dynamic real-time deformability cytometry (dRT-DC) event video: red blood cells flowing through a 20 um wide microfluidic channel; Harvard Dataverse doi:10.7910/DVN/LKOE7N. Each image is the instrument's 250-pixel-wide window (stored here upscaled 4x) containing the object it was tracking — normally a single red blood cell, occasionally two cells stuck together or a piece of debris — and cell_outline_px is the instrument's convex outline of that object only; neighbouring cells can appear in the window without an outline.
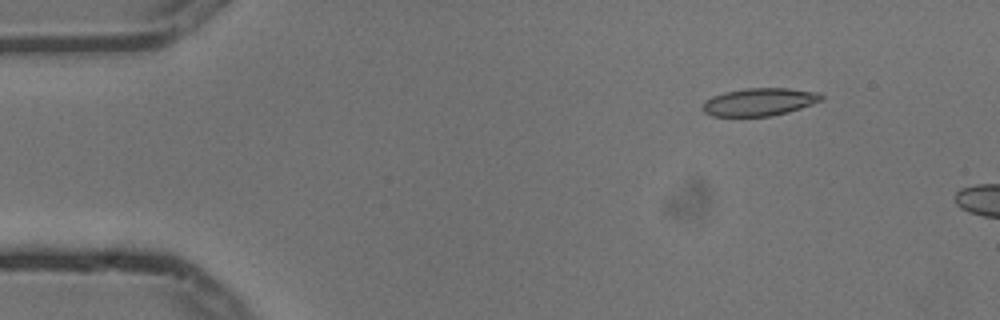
{"species": "common noctule bat (a hibernating species)", "species_latin": "Nyctalus noctula", "temperature_condition": "cold", "stored_images_in_passage": 4, "camera_frame_rate_fps": 3000, "um_per_image_px": 0.085, "animal": {"sex": "male", "body_mass_g": 13.3}, "frame": {"image": 1, "passage_image": 2, "time_ms": 0.333, "image_size_px": [1000, 320], "cell_outline_px": [[824, 100], [788, 112], [772, 116], [712, 116], [704, 112], [700, 108], [704, 100], [712, 96], [724, 92], [744, 88], [788, 88], [820, 92], [824, 96]], "centroid_in_image_um": [64.54, 8.66], "position_along_channel_um": 20.5, "area_um2": 19.48}}